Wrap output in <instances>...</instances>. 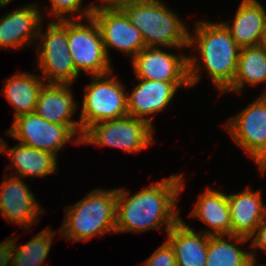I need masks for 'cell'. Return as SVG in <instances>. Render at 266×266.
<instances>
[{
	"label": "cell",
	"mask_w": 266,
	"mask_h": 266,
	"mask_svg": "<svg viewBox=\"0 0 266 266\" xmlns=\"http://www.w3.org/2000/svg\"><path fill=\"white\" fill-rule=\"evenodd\" d=\"M182 174L150 184L133 196L124 188H117L116 233H141L160 229L166 224V233L181 219L177 200L184 189Z\"/></svg>",
	"instance_id": "cell-1"
},
{
	"label": "cell",
	"mask_w": 266,
	"mask_h": 266,
	"mask_svg": "<svg viewBox=\"0 0 266 266\" xmlns=\"http://www.w3.org/2000/svg\"><path fill=\"white\" fill-rule=\"evenodd\" d=\"M195 28L188 47H197L201 65L222 95L233 84L241 48L222 22L199 21Z\"/></svg>",
	"instance_id": "cell-2"
},
{
	"label": "cell",
	"mask_w": 266,
	"mask_h": 266,
	"mask_svg": "<svg viewBox=\"0 0 266 266\" xmlns=\"http://www.w3.org/2000/svg\"><path fill=\"white\" fill-rule=\"evenodd\" d=\"M117 188L95 189L65 209L60 235L69 241H85L98 234L116 233Z\"/></svg>",
	"instance_id": "cell-3"
},
{
	"label": "cell",
	"mask_w": 266,
	"mask_h": 266,
	"mask_svg": "<svg viewBox=\"0 0 266 266\" xmlns=\"http://www.w3.org/2000/svg\"><path fill=\"white\" fill-rule=\"evenodd\" d=\"M166 6L162 0H137L120 9L141 31L146 47L188 48L190 31L185 22Z\"/></svg>",
	"instance_id": "cell-4"
},
{
	"label": "cell",
	"mask_w": 266,
	"mask_h": 266,
	"mask_svg": "<svg viewBox=\"0 0 266 266\" xmlns=\"http://www.w3.org/2000/svg\"><path fill=\"white\" fill-rule=\"evenodd\" d=\"M111 76L112 71L91 76L92 81L85 88L79 120L82 134L95 123L128 115L124 85Z\"/></svg>",
	"instance_id": "cell-5"
},
{
	"label": "cell",
	"mask_w": 266,
	"mask_h": 266,
	"mask_svg": "<svg viewBox=\"0 0 266 266\" xmlns=\"http://www.w3.org/2000/svg\"><path fill=\"white\" fill-rule=\"evenodd\" d=\"M42 24L38 31L37 68L46 83L72 84L78 78L68 47L67 19L55 20L48 24L42 33Z\"/></svg>",
	"instance_id": "cell-6"
},
{
	"label": "cell",
	"mask_w": 266,
	"mask_h": 266,
	"mask_svg": "<svg viewBox=\"0 0 266 266\" xmlns=\"http://www.w3.org/2000/svg\"><path fill=\"white\" fill-rule=\"evenodd\" d=\"M164 52L158 47H145L132 60L136 78L163 82H199L200 64L196 57ZM200 66V68H199Z\"/></svg>",
	"instance_id": "cell-7"
},
{
	"label": "cell",
	"mask_w": 266,
	"mask_h": 266,
	"mask_svg": "<svg viewBox=\"0 0 266 266\" xmlns=\"http://www.w3.org/2000/svg\"><path fill=\"white\" fill-rule=\"evenodd\" d=\"M153 141V126L130 115L95 123L81 139L83 144L122 148L128 154L148 148Z\"/></svg>",
	"instance_id": "cell-8"
},
{
	"label": "cell",
	"mask_w": 266,
	"mask_h": 266,
	"mask_svg": "<svg viewBox=\"0 0 266 266\" xmlns=\"http://www.w3.org/2000/svg\"><path fill=\"white\" fill-rule=\"evenodd\" d=\"M81 20L67 18L68 47L78 76L80 71L91 76L113 71L97 23L92 17L87 25Z\"/></svg>",
	"instance_id": "cell-9"
},
{
	"label": "cell",
	"mask_w": 266,
	"mask_h": 266,
	"mask_svg": "<svg viewBox=\"0 0 266 266\" xmlns=\"http://www.w3.org/2000/svg\"><path fill=\"white\" fill-rule=\"evenodd\" d=\"M233 141L266 171V93L233 116L226 124Z\"/></svg>",
	"instance_id": "cell-10"
},
{
	"label": "cell",
	"mask_w": 266,
	"mask_h": 266,
	"mask_svg": "<svg viewBox=\"0 0 266 266\" xmlns=\"http://www.w3.org/2000/svg\"><path fill=\"white\" fill-rule=\"evenodd\" d=\"M7 135L24 145L56 155L68 142L81 144V138L67 125L50 123L34 113L23 114L13 120ZM76 137V139L74 138ZM73 140V141H72Z\"/></svg>",
	"instance_id": "cell-11"
},
{
	"label": "cell",
	"mask_w": 266,
	"mask_h": 266,
	"mask_svg": "<svg viewBox=\"0 0 266 266\" xmlns=\"http://www.w3.org/2000/svg\"><path fill=\"white\" fill-rule=\"evenodd\" d=\"M101 33L104 50L115 48L131 57V60L146 47L141 31L129 22L120 9H101L92 13Z\"/></svg>",
	"instance_id": "cell-12"
},
{
	"label": "cell",
	"mask_w": 266,
	"mask_h": 266,
	"mask_svg": "<svg viewBox=\"0 0 266 266\" xmlns=\"http://www.w3.org/2000/svg\"><path fill=\"white\" fill-rule=\"evenodd\" d=\"M3 178L4 181L0 185V215L8 223L30 229L44 211L43 208L21 177L12 173Z\"/></svg>",
	"instance_id": "cell-13"
},
{
	"label": "cell",
	"mask_w": 266,
	"mask_h": 266,
	"mask_svg": "<svg viewBox=\"0 0 266 266\" xmlns=\"http://www.w3.org/2000/svg\"><path fill=\"white\" fill-rule=\"evenodd\" d=\"M139 81L130 95L127 93L128 115L152 125L151 115L166 109L179 87L190 88V82H163L136 78Z\"/></svg>",
	"instance_id": "cell-14"
},
{
	"label": "cell",
	"mask_w": 266,
	"mask_h": 266,
	"mask_svg": "<svg viewBox=\"0 0 266 266\" xmlns=\"http://www.w3.org/2000/svg\"><path fill=\"white\" fill-rule=\"evenodd\" d=\"M70 85L46 83L39 93L35 113L50 123L69 126L82 139L80 122L71 120L78 104L72 96Z\"/></svg>",
	"instance_id": "cell-15"
},
{
	"label": "cell",
	"mask_w": 266,
	"mask_h": 266,
	"mask_svg": "<svg viewBox=\"0 0 266 266\" xmlns=\"http://www.w3.org/2000/svg\"><path fill=\"white\" fill-rule=\"evenodd\" d=\"M37 8L36 4H27L0 18L1 49H19L24 44L29 46L38 39V31L45 14L42 16Z\"/></svg>",
	"instance_id": "cell-16"
},
{
	"label": "cell",
	"mask_w": 266,
	"mask_h": 266,
	"mask_svg": "<svg viewBox=\"0 0 266 266\" xmlns=\"http://www.w3.org/2000/svg\"><path fill=\"white\" fill-rule=\"evenodd\" d=\"M200 221L207 224L210 228L203 229V233L209 236H228V239L235 241L233 243L243 244L249 241L248 238L242 236L231 235V221L229 212V203L227 194L207 188L198 198L195 207L189 214Z\"/></svg>",
	"instance_id": "cell-17"
},
{
	"label": "cell",
	"mask_w": 266,
	"mask_h": 266,
	"mask_svg": "<svg viewBox=\"0 0 266 266\" xmlns=\"http://www.w3.org/2000/svg\"><path fill=\"white\" fill-rule=\"evenodd\" d=\"M261 191L250 188L227 195L229 203L231 235L249 238L266 218V205Z\"/></svg>",
	"instance_id": "cell-18"
},
{
	"label": "cell",
	"mask_w": 266,
	"mask_h": 266,
	"mask_svg": "<svg viewBox=\"0 0 266 266\" xmlns=\"http://www.w3.org/2000/svg\"><path fill=\"white\" fill-rule=\"evenodd\" d=\"M233 19V24L222 22L231 37L242 49L258 46L266 28V10L258 0H242Z\"/></svg>",
	"instance_id": "cell-19"
},
{
	"label": "cell",
	"mask_w": 266,
	"mask_h": 266,
	"mask_svg": "<svg viewBox=\"0 0 266 266\" xmlns=\"http://www.w3.org/2000/svg\"><path fill=\"white\" fill-rule=\"evenodd\" d=\"M177 266H206L209 235L195 232L180 219L167 233Z\"/></svg>",
	"instance_id": "cell-20"
},
{
	"label": "cell",
	"mask_w": 266,
	"mask_h": 266,
	"mask_svg": "<svg viewBox=\"0 0 266 266\" xmlns=\"http://www.w3.org/2000/svg\"><path fill=\"white\" fill-rule=\"evenodd\" d=\"M6 143L4 139H1L0 153L5 155L8 152L13 167L17 170L14 176L22 178L28 176L44 177L57 172L58 158L51 152L31 148L22 143L8 148Z\"/></svg>",
	"instance_id": "cell-21"
},
{
	"label": "cell",
	"mask_w": 266,
	"mask_h": 266,
	"mask_svg": "<svg viewBox=\"0 0 266 266\" xmlns=\"http://www.w3.org/2000/svg\"><path fill=\"white\" fill-rule=\"evenodd\" d=\"M45 83L40 75L27 72H17L5 80L4 97L15 110L14 119L20 115L35 112L39 93Z\"/></svg>",
	"instance_id": "cell-22"
},
{
	"label": "cell",
	"mask_w": 266,
	"mask_h": 266,
	"mask_svg": "<svg viewBox=\"0 0 266 266\" xmlns=\"http://www.w3.org/2000/svg\"><path fill=\"white\" fill-rule=\"evenodd\" d=\"M245 83L252 86L266 83V50L260 45L240 50L236 76L225 92L240 94Z\"/></svg>",
	"instance_id": "cell-23"
},
{
	"label": "cell",
	"mask_w": 266,
	"mask_h": 266,
	"mask_svg": "<svg viewBox=\"0 0 266 266\" xmlns=\"http://www.w3.org/2000/svg\"><path fill=\"white\" fill-rule=\"evenodd\" d=\"M252 259H257L256 250H242L224 235L209 236L206 266H250Z\"/></svg>",
	"instance_id": "cell-24"
},
{
	"label": "cell",
	"mask_w": 266,
	"mask_h": 266,
	"mask_svg": "<svg viewBox=\"0 0 266 266\" xmlns=\"http://www.w3.org/2000/svg\"><path fill=\"white\" fill-rule=\"evenodd\" d=\"M54 235V230L45 228L26 244L18 248L17 246L15 247L18 239L14 237L9 266H42L49 254Z\"/></svg>",
	"instance_id": "cell-25"
},
{
	"label": "cell",
	"mask_w": 266,
	"mask_h": 266,
	"mask_svg": "<svg viewBox=\"0 0 266 266\" xmlns=\"http://www.w3.org/2000/svg\"><path fill=\"white\" fill-rule=\"evenodd\" d=\"M82 2V0H50L52 8L47 15L51 14L56 20H62L67 19L65 16L69 13L72 19H82L84 16L87 19L91 17L92 11L89 7L82 11Z\"/></svg>",
	"instance_id": "cell-26"
},
{
	"label": "cell",
	"mask_w": 266,
	"mask_h": 266,
	"mask_svg": "<svg viewBox=\"0 0 266 266\" xmlns=\"http://www.w3.org/2000/svg\"><path fill=\"white\" fill-rule=\"evenodd\" d=\"M143 266H177L173 247L166 240L149 258H147Z\"/></svg>",
	"instance_id": "cell-27"
},
{
	"label": "cell",
	"mask_w": 266,
	"mask_h": 266,
	"mask_svg": "<svg viewBox=\"0 0 266 266\" xmlns=\"http://www.w3.org/2000/svg\"><path fill=\"white\" fill-rule=\"evenodd\" d=\"M248 239H251L250 247L256 250L259 248L266 252V218Z\"/></svg>",
	"instance_id": "cell-28"
},
{
	"label": "cell",
	"mask_w": 266,
	"mask_h": 266,
	"mask_svg": "<svg viewBox=\"0 0 266 266\" xmlns=\"http://www.w3.org/2000/svg\"><path fill=\"white\" fill-rule=\"evenodd\" d=\"M13 250V238L0 243V266H8L11 263V254Z\"/></svg>",
	"instance_id": "cell-29"
},
{
	"label": "cell",
	"mask_w": 266,
	"mask_h": 266,
	"mask_svg": "<svg viewBox=\"0 0 266 266\" xmlns=\"http://www.w3.org/2000/svg\"><path fill=\"white\" fill-rule=\"evenodd\" d=\"M103 2V4L101 5H97V4H91V6L89 7L93 12L97 11V10H101V9H116V8H121L123 6H125L126 4H128L129 2H133V1H137V0H98Z\"/></svg>",
	"instance_id": "cell-30"
},
{
	"label": "cell",
	"mask_w": 266,
	"mask_h": 266,
	"mask_svg": "<svg viewBox=\"0 0 266 266\" xmlns=\"http://www.w3.org/2000/svg\"><path fill=\"white\" fill-rule=\"evenodd\" d=\"M259 45L262 46L266 50V28H265V31L263 32L261 42Z\"/></svg>",
	"instance_id": "cell-31"
},
{
	"label": "cell",
	"mask_w": 266,
	"mask_h": 266,
	"mask_svg": "<svg viewBox=\"0 0 266 266\" xmlns=\"http://www.w3.org/2000/svg\"><path fill=\"white\" fill-rule=\"evenodd\" d=\"M12 0H0V6H6L7 4H9Z\"/></svg>",
	"instance_id": "cell-32"
},
{
	"label": "cell",
	"mask_w": 266,
	"mask_h": 266,
	"mask_svg": "<svg viewBox=\"0 0 266 266\" xmlns=\"http://www.w3.org/2000/svg\"><path fill=\"white\" fill-rule=\"evenodd\" d=\"M256 262H257L256 259H252L251 260V263H250V266H266V264H262V265L261 264L260 265L258 264V265H256Z\"/></svg>",
	"instance_id": "cell-33"
}]
</instances>
